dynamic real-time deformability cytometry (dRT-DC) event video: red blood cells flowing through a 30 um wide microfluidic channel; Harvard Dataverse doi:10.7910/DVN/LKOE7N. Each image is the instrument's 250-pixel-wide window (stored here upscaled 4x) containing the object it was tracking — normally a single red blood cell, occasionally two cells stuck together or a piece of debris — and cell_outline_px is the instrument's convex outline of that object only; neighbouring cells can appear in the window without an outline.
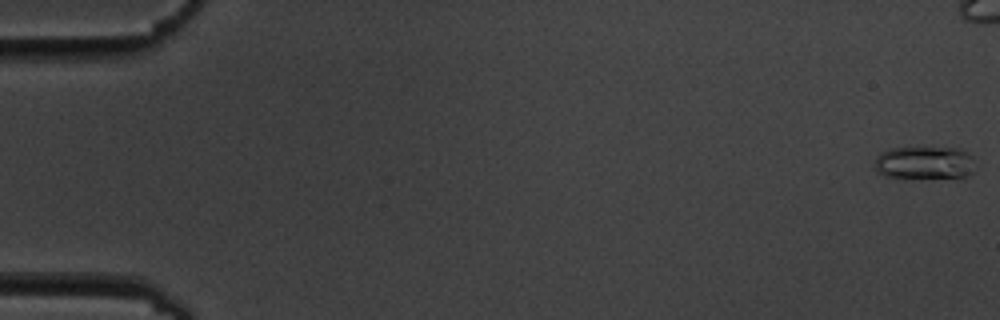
{"species": "common noctule bat (a hibernating species)", "species_latin": "Nyctalus noctula", "temperature_condition": "cold", "stored_images_in_passage": 50, "camera_frame_rate_fps": 3000, "um_per_image_px": 0.085, "animal": {"sex": "male", "body_mass_g": 19.5, "forearm_length_mm": 54.6}, "frame": {"image": 1, "passage_image": 1, "time_ms": 0.0, "image_size_px": [1000, 320], "cell_outline_px": [[972, 172], [964, 180], [960, 180], [884, 176], [876, 172], [876, 156], [880, 152], [892, 148], [960, 148], [968, 152], [972, 156]], "centroid_in_image_um": [78.64, 13.88], "position_along_channel_um": 6.4, "area_um2": 19.88}}
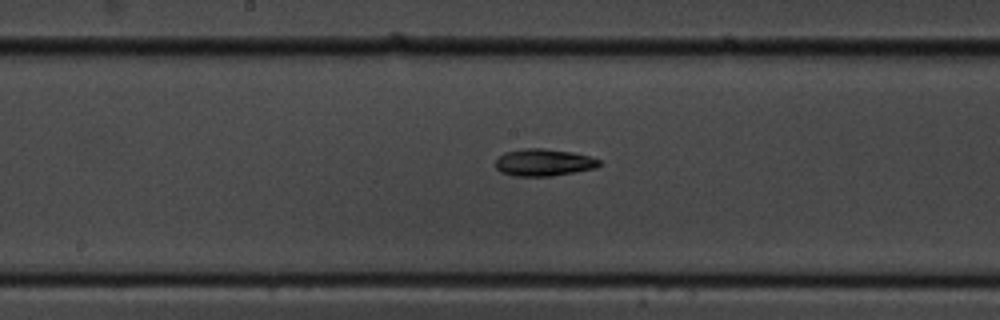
{"frame": {"image": 2, "passage_image": 30, "time_ms": 9.667, "image_size_px": [1000, 320], "cell_outline_px": [[600, 164], [596, 168], [552, 176], [512, 176], [500, 172], [496, 168], [496, 160], [504, 152], [524, 148], [544, 148], [572, 152], [588, 156], [600, 160]], "centroid_in_image_um": [46.19, 13.81], "position_along_channel_um": 202.0, "area_um2": 16.42}}
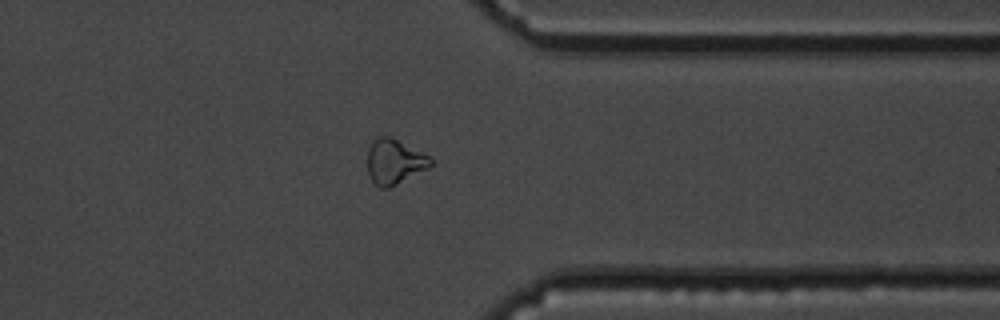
{"frame": {"image": 3, "passage_image": 45, "time_ms": 14.667, "image_size_px": [1000, 320], "cell_outline_px": [[432, 164], [428, 168], [388, 188], [380, 188], [368, 176], [368, 148], [372, 140], [380, 136], [388, 136], [428, 156], [432, 160]], "centroid_in_image_um": [33.48, 13.75], "position_along_channel_um": 377.9, "area_um2": 16.13}, "authors_computed_cell_mechanics": {"area_um2": 16.2996, "velocity_mm_per_s": 3.6148, "shape_relaxation_time_tau1_ms": 3.6018, "shape_relaxation_time_tau2_ms": null, "deformation_change_tau1": 0.1, "deformation_change_tau2": null}}